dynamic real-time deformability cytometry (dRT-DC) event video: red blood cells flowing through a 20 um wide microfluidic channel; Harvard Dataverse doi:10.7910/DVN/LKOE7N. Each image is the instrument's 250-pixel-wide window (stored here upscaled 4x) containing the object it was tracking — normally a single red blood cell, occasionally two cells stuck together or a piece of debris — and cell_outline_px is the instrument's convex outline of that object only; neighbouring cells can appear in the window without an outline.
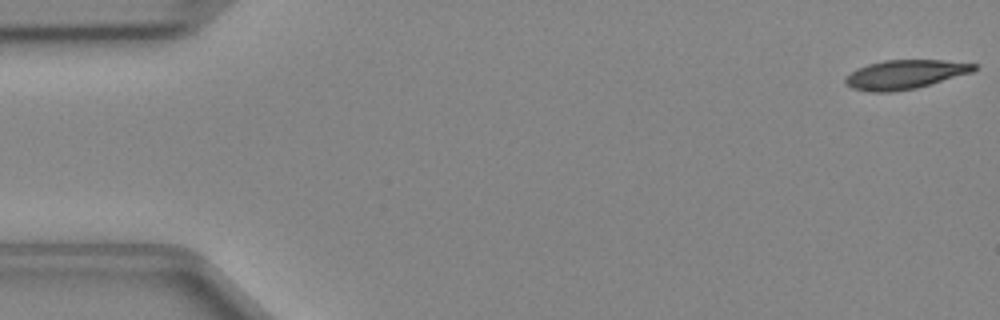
{"species": "Egyptian fruit bat (a non-hibernating species)", "species_latin": "Rousettus aegyptiacus", "temperature_condition": "cold", "stored_images_in_passage": 12, "camera_frame_rate_fps": 3000, "um_per_image_px": 0.085, "animal": {"sex": "female"}, "frame": {"image": 1, "passage_image": 1, "time_ms": 0.0, "image_size_px": [1000, 320], "cell_outline_px": [[976, 68], [972, 72], [916, 88], [892, 92], [872, 92], [852, 88], [844, 80], [856, 68], [868, 64], [884, 60], [944, 60], [976, 64]], "centroid_in_image_um": [76.92, 6.32], "position_along_channel_um": 8.1, "area_um2": 21.5}}
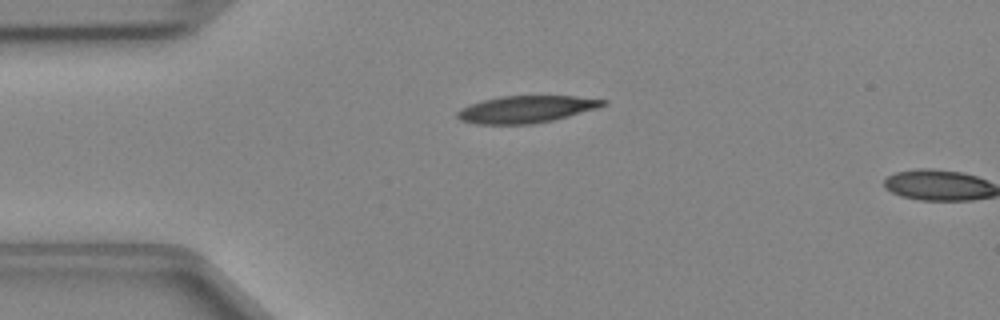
{"frame": {"image": 2, "passage_image": 11, "time_ms": 3.333, "image_size_px": [1000, 320], "cell_outline_px": [[608, 104], [596, 108], [568, 116], [552, 120], [532, 124], [476, 124], [460, 120], [456, 116], [456, 112], [460, 108], [484, 100], [500, 96], [576, 96], [608, 100]], "centroid_in_image_um": [44.72, 9.28], "position_along_channel_um": 40.3, "area_um2": 22.89}}